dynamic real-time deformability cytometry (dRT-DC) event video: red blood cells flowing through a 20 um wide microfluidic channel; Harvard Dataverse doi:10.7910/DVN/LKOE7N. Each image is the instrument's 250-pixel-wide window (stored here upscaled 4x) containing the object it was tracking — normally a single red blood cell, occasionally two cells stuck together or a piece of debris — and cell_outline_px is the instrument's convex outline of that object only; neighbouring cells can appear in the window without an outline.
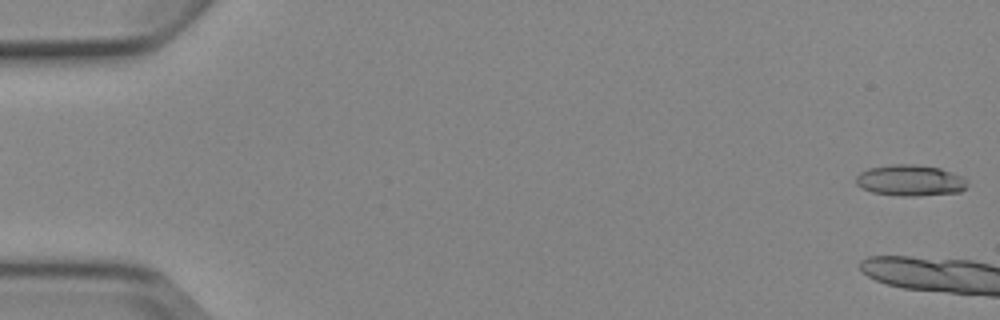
{"species": "Egyptian fruit bat (a non-hibernating species)", "species_latin": "Rousettus aegyptiacus", "temperature_condition": "cold", "stored_images_in_passage": 6, "segment_of_instrument_passage": [2, 2], "camera_frame_rate_fps": 3000, "um_per_image_px": 0.085, "animal": {"sex": "female"}, "frame": {"image": 1, "passage_image": 6, "time_ms": 6.0, "image_size_px": [1000, 320], "cell_outline_px": [[968, 184], [960, 192], [920, 196], [900, 196], [872, 192], [860, 188], [856, 184], [856, 176], [860, 172], [868, 168], [892, 164], [916, 164], [940, 168], [960, 176], [968, 180]], "centroid_in_image_um": [77.34, 15.34], "position_along_channel_um": 7.7, "area_um2": 20.35}}